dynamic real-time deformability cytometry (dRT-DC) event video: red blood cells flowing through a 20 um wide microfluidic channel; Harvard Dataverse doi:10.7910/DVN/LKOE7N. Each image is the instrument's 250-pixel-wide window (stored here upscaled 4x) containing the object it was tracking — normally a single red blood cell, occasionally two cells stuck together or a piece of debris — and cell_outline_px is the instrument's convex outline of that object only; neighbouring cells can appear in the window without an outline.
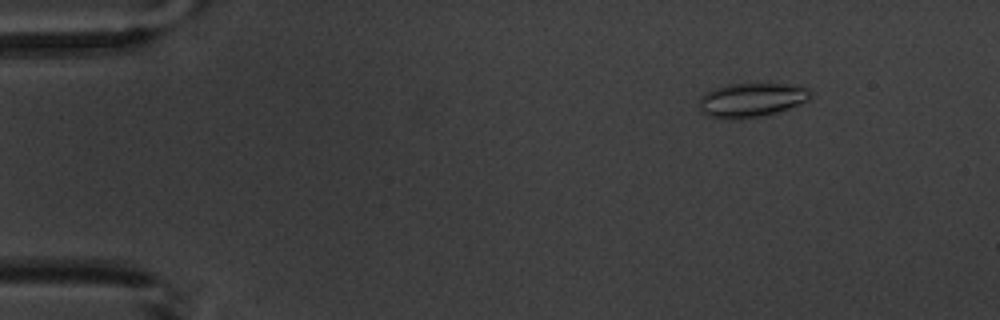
{"species": "common noctule bat (a hibernating species)", "species_latin": "Nyctalus noctula", "temperature_condition": "warm", "stored_images_in_passage": 5, "camera_frame_rate_fps": 3000, "um_per_image_px": 0.085, "animal": {"sex": "male", "body_mass_g": 20.1, "forearm_length_mm": 53.5}, "frame": {"image": 1, "passage_image": 2, "time_ms": 1.333, "image_size_px": [1000, 320], "cell_outline_px": [[812, 96], [808, 100], [788, 108], [764, 116], [740, 120], [732, 120], [708, 116], [700, 108], [700, 100], [708, 92], [716, 88], [728, 84], [768, 80], [808, 88], [812, 92]], "centroid_in_image_um": [63.94, 8.46], "position_along_channel_um": 21.1, "area_um2": 22.83}}
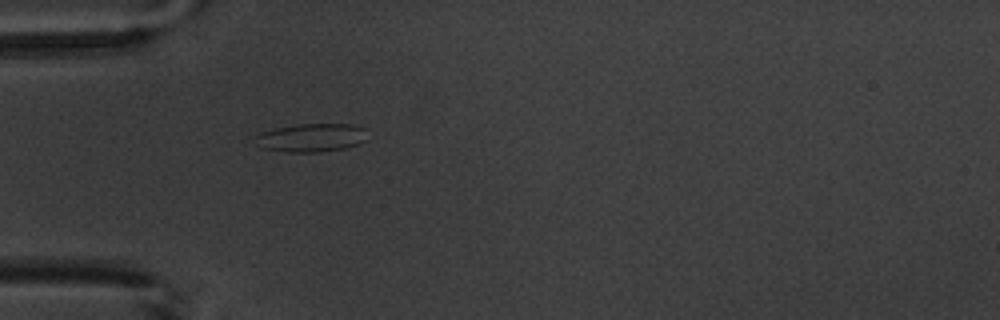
{"frame": {"image": 2, "passage_image": 5, "time_ms": 4.667, "image_size_px": [1000, 320], "cell_outline_px": [[368, 140], [344, 148], [320, 152], [288, 152], [260, 148], [256, 136], [260, 132], [276, 128], [296, 124], [352, 124], [364, 128]], "centroid_in_image_um": [26.48, 11.7], "position_along_channel_um": 58.5, "area_um2": 18.5}}